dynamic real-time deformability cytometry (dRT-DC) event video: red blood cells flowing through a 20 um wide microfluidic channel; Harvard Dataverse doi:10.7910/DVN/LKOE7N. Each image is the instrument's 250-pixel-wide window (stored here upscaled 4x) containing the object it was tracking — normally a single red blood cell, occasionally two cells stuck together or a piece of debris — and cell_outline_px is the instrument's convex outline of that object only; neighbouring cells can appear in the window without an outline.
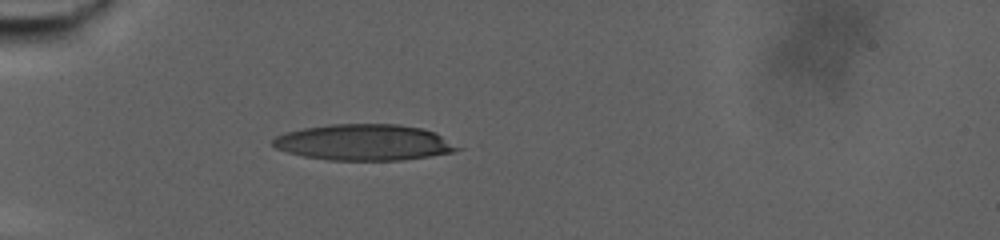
{"species": "human", "species_latin": "Homo sapiens", "temperature_condition": "warm", "stored_images_in_passage": 54, "camera_frame_rate_fps": 3000, "um_per_image_px": 0.085, "donor": {"sex": "male"}, "frame": {"image": 1, "passage_image": 1, "time_ms": 0.0, "image_size_px": [1000, 240], "cell_outline_px": [[464, 148], [452, 152], [428, 156], [400, 160], [328, 160], [304, 156], [288, 152], [276, 148], [272, 144], [272, 140], [276, 136], [288, 132], [304, 128], [328, 124], [400, 124], [424, 128], [436, 132]], "centroid_in_image_um": [30.99, 12.09], "position_along_channel_um": 54.0, "area_um2": 38.9}}
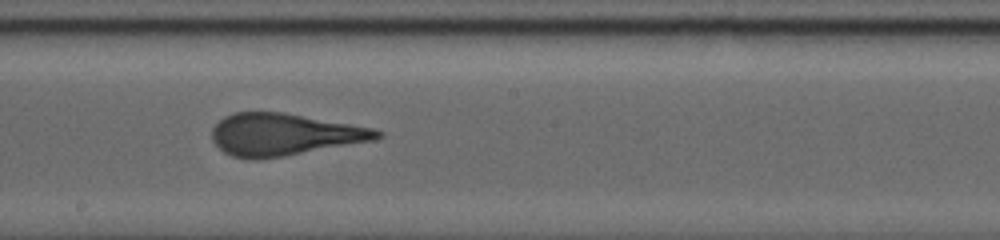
{"frame": {"image": 2, "passage_image": 22, "time_ms": 7.0, "image_size_px": [1000, 240], "cell_outline_px": [[384, 136], [376, 140], [284, 156], [256, 160], [252, 160], [232, 156], [224, 152], [212, 140], [212, 128], [224, 116], [232, 112], [280, 112], [372, 128], [384, 132]], "centroid_in_image_um": [24.13, 11.44], "position_along_channel_um": 224.1, "area_um2": 40.29}}
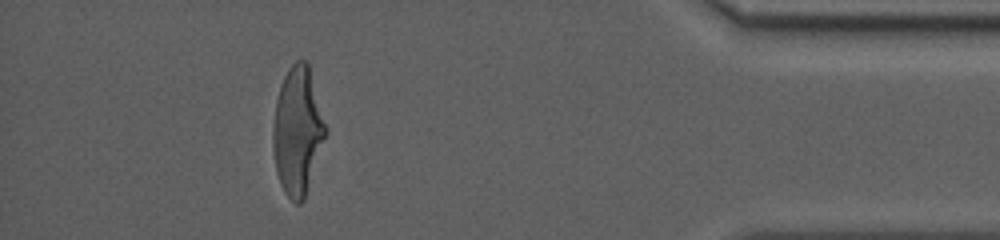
{"frame": {"image": 3, "passage_image": 47, "time_ms": 15.333, "image_size_px": [1000, 240], "cell_outline_px": [[328, 132], [304, 200], [300, 204], [296, 204], [284, 192], [280, 184], [276, 172], [272, 140], [272, 128], [276, 100], [284, 76], [288, 68], [296, 60], [304, 60], [308, 64], [328, 128]], "centroid_in_image_um": [25.31, 11.15], "position_along_channel_um": 409.9, "area_um2": 39.48}, "authors_computed_cell_mechanics": {"area_um2": 40.3733, "velocity_mm_per_s": 2.7302, "shape_relaxation_time_tau1_ms": 9.4166, "shape_relaxation_time_tau2_ms": 1.2244, "deformation_change_tau1": 0.2809, "deformation_change_tau2": 0.1048}}